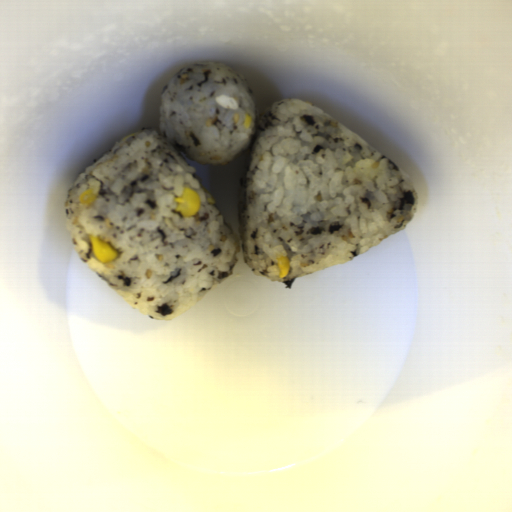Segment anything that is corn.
<instances>
[{
    "instance_id": "51d56268",
    "label": "corn",
    "mask_w": 512,
    "mask_h": 512,
    "mask_svg": "<svg viewBox=\"0 0 512 512\" xmlns=\"http://www.w3.org/2000/svg\"><path fill=\"white\" fill-rule=\"evenodd\" d=\"M174 199L177 203L176 211H179L182 216H191L199 211V194L191 188L184 187L181 193Z\"/></svg>"
},
{
    "instance_id": "f1292c28",
    "label": "corn",
    "mask_w": 512,
    "mask_h": 512,
    "mask_svg": "<svg viewBox=\"0 0 512 512\" xmlns=\"http://www.w3.org/2000/svg\"><path fill=\"white\" fill-rule=\"evenodd\" d=\"M92 254L100 261L114 260L119 254L117 249L110 243L104 241L100 237L89 235Z\"/></svg>"
},
{
    "instance_id": "5cfa1b94",
    "label": "corn",
    "mask_w": 512,
    "mask_h": 512,
    "mask_svg": "<svg viewBox=\"0 0 512 512\" xmlns=\"http://www.w3.org/2000/svg\"><path fill=\"white\" fill-rule=\"evenodd\" d=\"M290 259L288 255L279 256L277 260V268L279 271L280 279L285 277L289 272Z\"/></svg>"
},
{
    "instance_id": "cfcad685",
    "label": "corn",
    "mask_w": 512,
    "mask_h": 512,
    "mask_svg": "<svg viewBox=\"0 0 512 512\" xmlns=\"http://www.w3.org/2000/svg\"><path fill=\"white\" fill-rule=\"evenodd\" d=\"M95 193L93 189H86L83 193L79 194V200L83 204H90L93 200H95Z\"/></svg>"
},
{
    "instance_id": "2b8c4276",
    "label": "corn",
    "mask_w": 512,
    "mask_h": 512,
    "mask_svg": "<svg viewBox=\"0 0 512 512\" xmlns=\"http://www.w3.org/2000/svg\"><path fill=\"white\" fill-rule=\"evenodd\" d=\"M243 125L248 129L250 126H251V118L249 117V115L246 113L244 115V122H243Z\"/></svg>"
}]
</instances>
